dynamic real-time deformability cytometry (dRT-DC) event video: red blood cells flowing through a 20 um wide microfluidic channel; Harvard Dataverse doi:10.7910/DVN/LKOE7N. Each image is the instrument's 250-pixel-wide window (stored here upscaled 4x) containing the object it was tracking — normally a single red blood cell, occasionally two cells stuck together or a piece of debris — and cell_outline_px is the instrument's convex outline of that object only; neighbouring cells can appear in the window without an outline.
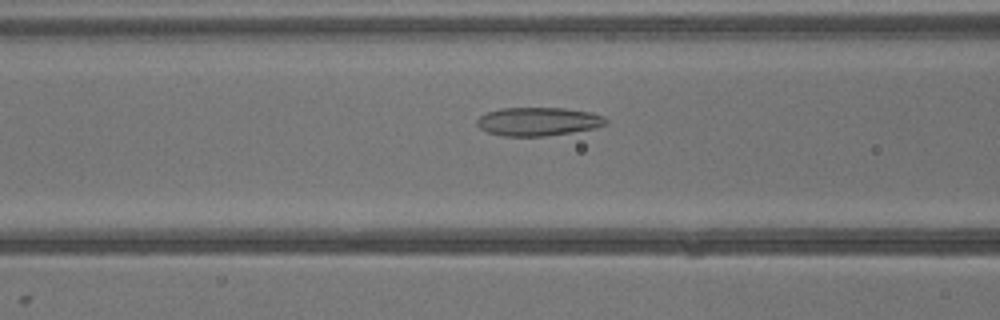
{"species": "common noctule bat (a hibernating species)", "species_latin": "Nyctalus noctula", "temperature_condition": "warm", "stored_images_in_passage": 39, "camera_frame_rate_fps": 3000, "um_per_image_px": 0.085, "animal": {"sex": "male", "body_mass_g": 13.3}, "frame": {"image": 1, "passage_image": 16, "time_ms": 5.0, "image_size_px": [1000, 320], "cell_outline_px": [[608, 124], [596, 128], [572, 132], [544, 136], [504, 136], [488, 132], [480, 128], [476, 124], [476, 120], [480, 116], [488, 112], [500, 108], [564, 108], [588, 112], [604, 116], [608, 120]], "centroid_in_image_um": [45.76, 10.33], "position_along_channel_um": 120.8, "area_um2": 21.39}}
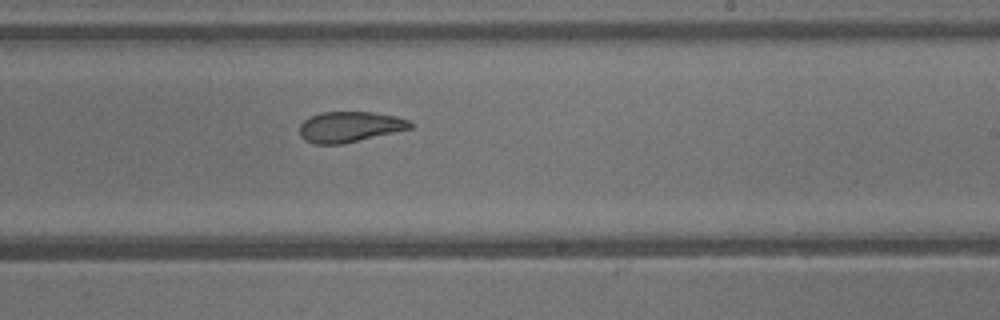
{"frame": {"image": 2, "passage_image": 24, "time_ms": 7.667, "image_size_px": [1000, 320], "cell_outline_px": [[416, 124], [412, 128], [344, 144], [312, 144], [304, 140], [300, 136], [300, 124], [308, 116], [320, 112], [372, 112], [396, 116], [408, 120]], "centroid_in_image_um": [29.71, 10.78], "position_along_channel_um": 259.3, "area_um2": 20.0}}
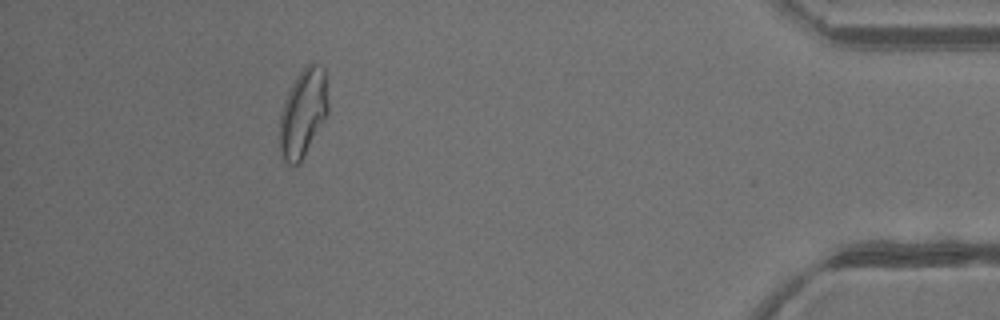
{"frame": {"image": 3, "passage_image": 36, "time_ms": 11.667, "image_size_px": [1000, 320], "cell_outline_px": [[328, 112], [300, 164], [288, 164], [280, 156], [280, 116], [284, 100], [296, 76], [308, 64], [316, 64], [324, 68], [328, 76]], "centroid_in_image_um": [25.78, 9.59], "position_along_channel_um": 409.4, "area_um2": 24.97}}